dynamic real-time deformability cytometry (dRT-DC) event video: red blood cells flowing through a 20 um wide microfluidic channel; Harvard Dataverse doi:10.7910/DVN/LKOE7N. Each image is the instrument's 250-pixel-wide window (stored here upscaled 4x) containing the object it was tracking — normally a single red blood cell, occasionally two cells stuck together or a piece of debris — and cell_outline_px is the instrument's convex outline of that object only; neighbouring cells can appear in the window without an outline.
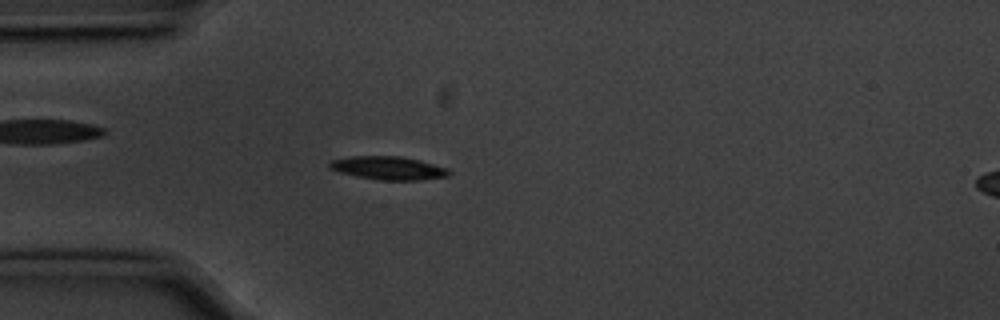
{"species": "common noctule bat (a hibernating species)", "species_latin": "Nyctalus noctula", "temperature_condition": "cold", "stored_images_in_passage": 43, "camera_frame_rate_fps": 3000, "um_per_image_px": 0.085, "animal": {"sex": "male", "body_mass_g": 20.1, "forearm_length_mm": 53.5}, "frame": {"image": 1, "passage_image": 3, "time_ms": 0.667, "image_size_px": [1000, 320], "cell_outline_px": [[452, 172], [448, 176], [420, 180], [380, 180], [356, 176], [340, 172], [332, 168], [328, 164], [332, 160], [352, 156], [400, 156], [420, 160], [448, 168]], "centroid_in_image_um": [33.06, 14.28], "position_along_channel_um": 51.9, "area_um2": 16.13}}
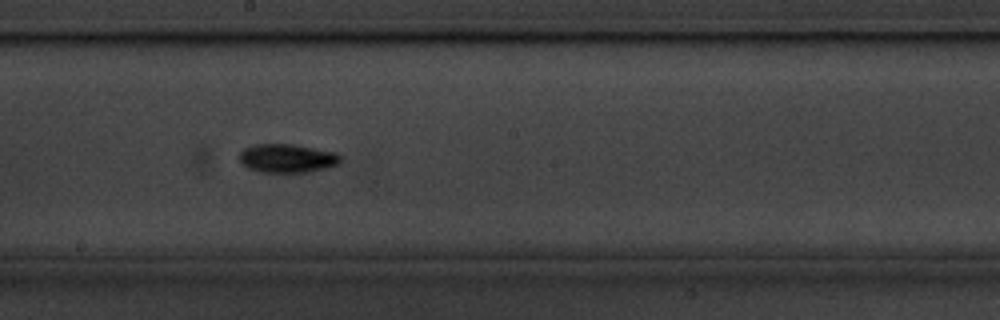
{"frame": {"image": 2, "passage_image": 18, "time_ms": 5.667, "image_size_px": [1000, 320], "cell_outline_px": [[340, 164], [308, 172], [260, 172], [248, 168], [240, 160], [240, 152], [244, 148], [256, 144], [292, 144], [336, 152], [340, 156]], "centroid_in_image_um": [24.42, 13.45], "position_along_channel_um": 223.8, "area_um2": 16.76}}
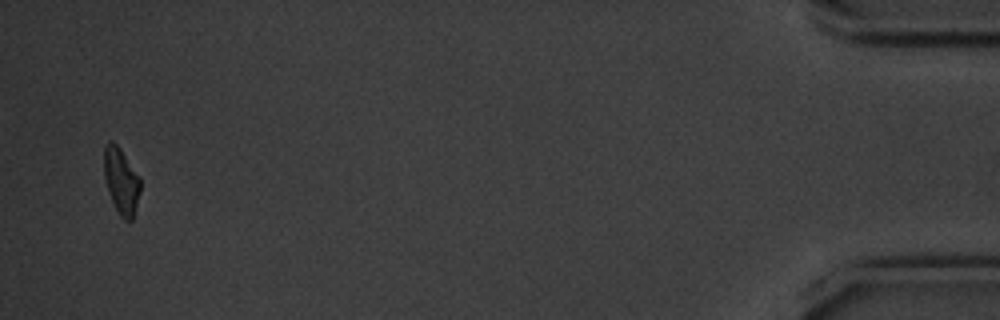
{"frame": {"image": 3, "passage_image": 42, "time_ms": 13.667, "image_size_px": [1000, 320], "cell_outline_px": [[140, 192], [136, 208], [132, 220], [124, 220], [120, 216], [108, 192], [104, 176], [104, 144], [108, 140], [112, 140], [120, 148], [140, 176]], "centroid_in_image_um": [10.3, 15.35], "position_along_channel_um": 424.9, "area_um2": 14.1}, "authors_computed_cell_mechanics": {"area_um2": 15.2592, "velocity_mm_per_s": 3.5842, "shape_relaxation_time_tau1_ms": 2.4391, "shape_relaxation_time_tau2_ms": null, "deformation_change_tau1": 0.1012, "deformation_change_tau2": null}}